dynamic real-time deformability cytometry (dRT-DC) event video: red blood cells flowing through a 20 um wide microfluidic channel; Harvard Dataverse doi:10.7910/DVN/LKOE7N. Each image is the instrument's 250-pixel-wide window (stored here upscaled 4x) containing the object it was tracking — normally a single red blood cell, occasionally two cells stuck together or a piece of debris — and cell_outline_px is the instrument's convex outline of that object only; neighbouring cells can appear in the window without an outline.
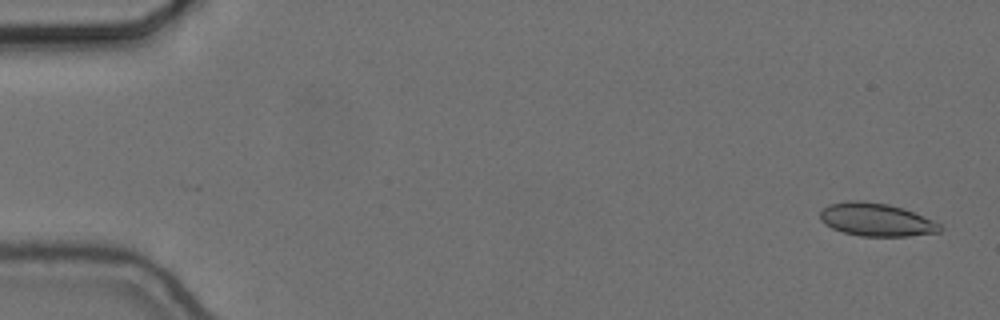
{"species": "common noctule bat (a hibernating species)", "species_latin": "Nyctalus noctula", "temperature_condition": "cold", "stored_images_in_passage": 56, "camera_frame_rate_fps": 3000, "um_per_image_px": 0.085, "animal": {"sex": "female", "body_mass_g": 24.6, "forearm_length_mm": 56.2}, "frame": {"image": 1, "passage_image": 2, "time_ms": 0.333, "image_size_px": [1000, 320], "cell_outline_px": [[944, 228], [940, 232], [908, 236], [860, 236], [844, 232], [832, 228], [824, 224], [820, 220], [820, 212], [828, 204], [848, 200], [864, 200], [888, 204], [904, 208], [932, 220], [940, 224]], "centroid_in_image_um": [74.47, 18.66], "position_along_channel_um": 10.5, "area_um2": 23.24}}
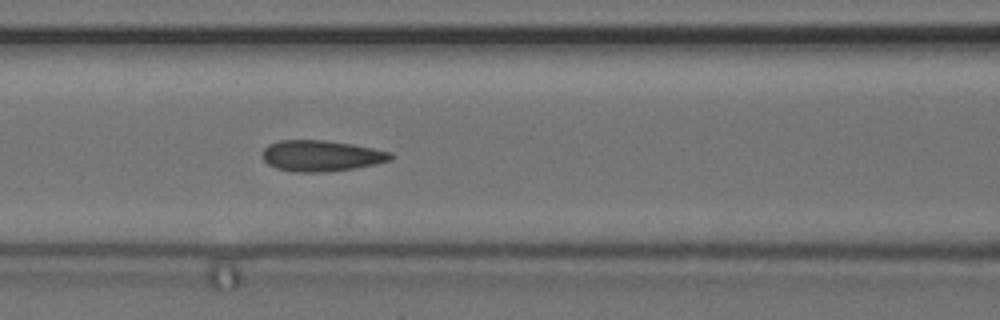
{"frame": {"image": 2, "passage_image": 24, "time_ms": 7.667, "image_size_px": [1000, 320], "cell_outline_px": [[396, 156], [392, 160], [376, 164], [356, 168], [320, 172], [292, 172], [276, 168], [268, 164], [264, 160], [264, 148], [268, 144], [280, 140], [324, 140], [352, 144], [392, 152]], "centroid_in_image_um": [27.34, 13.24], "position_along_channel_um": 139.3, "area_um2": 23.24}}
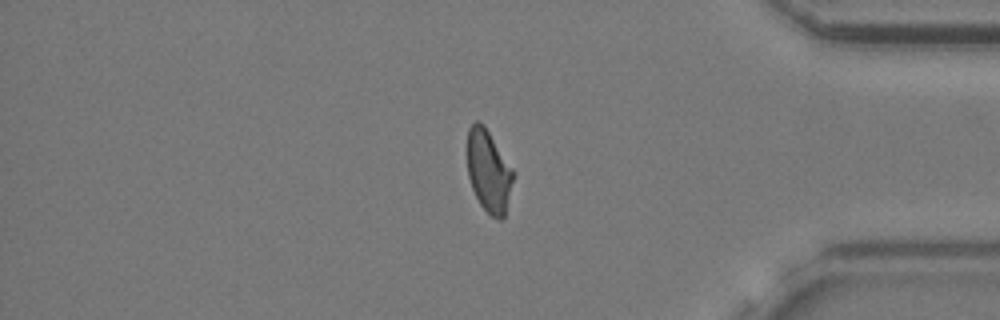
{"frame": {"image": 3, "passage_image": 47, "time_ms": 15.333, "image_size_px": [1000, 320], "cell_outline_px": [[516, 172], [504, 216], [500, 220], [496, 220], [480, 204], [472, 188], [468, 176], [468, 128], [476, 120], [484, 124]], "centroid_in_image_um": [41.56, 14.53], "position_along_channel_um": 393.6, "area_um2": 22.14}, "authors_computed_cell_mechanics": {"area_um2": 23.0044, "velocity_mm_per_s": 3.6587, "shape_relaxation_time_tau1_ms": null, "shape_relaxation_time_tau2_ms": 1.3051, "deformation_change_tau1": null, "deformation_change_tau2": 0.072}}